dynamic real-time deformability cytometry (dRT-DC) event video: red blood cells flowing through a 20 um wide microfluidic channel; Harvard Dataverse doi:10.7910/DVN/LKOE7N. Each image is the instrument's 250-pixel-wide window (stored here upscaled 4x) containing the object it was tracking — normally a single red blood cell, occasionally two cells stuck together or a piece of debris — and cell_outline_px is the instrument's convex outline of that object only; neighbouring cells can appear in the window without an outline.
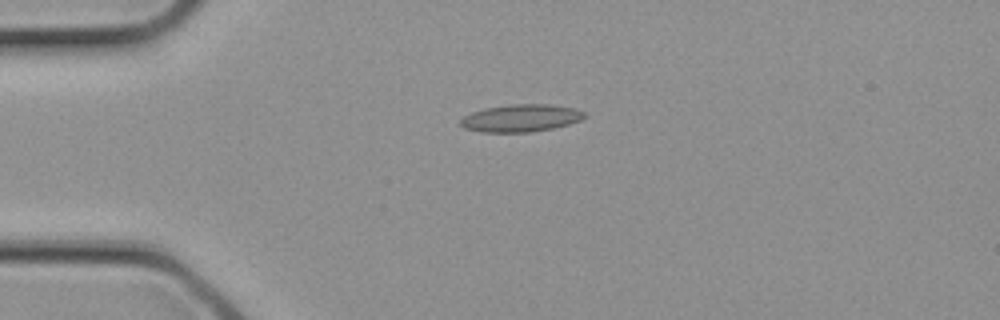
{"species": "common noctule bat (a hibernating species)", "species_latin": "Nyctalus noctula", "temperature_condition": "cold", "stored_images_in_passage": 2, "camera_frame_rate_fps": 3000, "um_per_image_px": 0.085, "animal": {"sex": "female", "body_mass_g": 21.9}, "frame": {"image": 1, "passage_image": 2, "time_ms": 0.333, "image_size_px": [1000, 320], "cell_outline_px": [[588, 116], [580, 120], [568, 124], [552, 128], [532, 132], [484, 132], [464, 128], [460, 124], [460, 120], [464, 116], [472, 112], [484, 108], [508, 104], [552, 104], [572, 108], [584, 112]], "centroid_in_image_um": [44.27, 10.03], "position_along_channel_um": 40.7, "area_um2": 19.83}}